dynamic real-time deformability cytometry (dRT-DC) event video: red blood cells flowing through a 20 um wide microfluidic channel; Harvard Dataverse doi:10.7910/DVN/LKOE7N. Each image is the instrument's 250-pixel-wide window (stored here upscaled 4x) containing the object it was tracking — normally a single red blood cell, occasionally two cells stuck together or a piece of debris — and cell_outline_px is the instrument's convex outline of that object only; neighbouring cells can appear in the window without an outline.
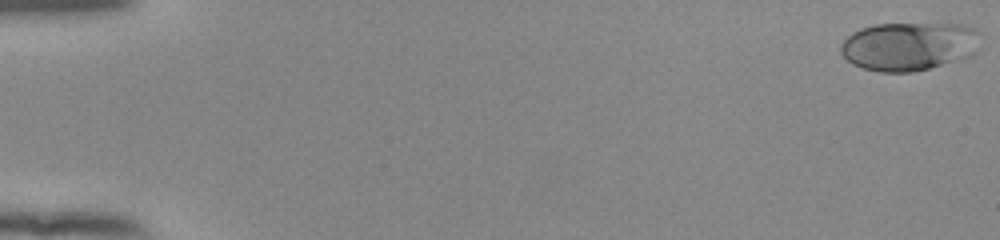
{"species": "human", "species_latin": "Homo sapiens", "temperature_condition": "room temperature", "stored_images_in_passage": 54, "camera_frame_rate_fps": 3000, "um_per_image_px": 0.085, "donor": {"sex": "female"}, "frame": {"image": 1, "passage_image": 1, "time_ms": 0.0, "image_size_px": [1000, 240], "cell_outline_px": [[980, 32], [976, 52], [960, 60], [912, 72], [880, 72], [864, 68], [852, 64], [840, 52], [840, 44], [852, 32], [860, 28], [876, 24], [964, 24], [976, 28]], "centroid_in_image_um": [77.27, 3.92], "position_along_channel_um": 7.7, "area_um2": 39.65}}
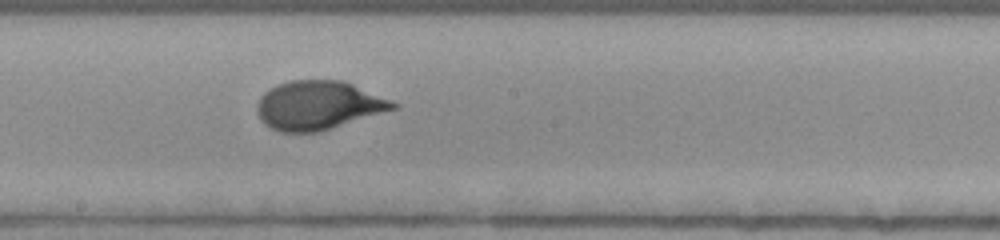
{"frame": {"image": 2, "passage_image": 31, "time_ms": 10.0, "image_size_px": [1000, 240], "cell_outline_px": [[400, 108], [320, 132], [280, 132], [268, 128], [260, 120], [256, 112], [256, 108], [260, 96], [264, 92], [276, 84], [288, 80], [344, 80], [400, 104]], "centroid_in_image_um": [27.06, 8.96], "position_along_channel_um": 221.1, "area_um2": 39.3}}
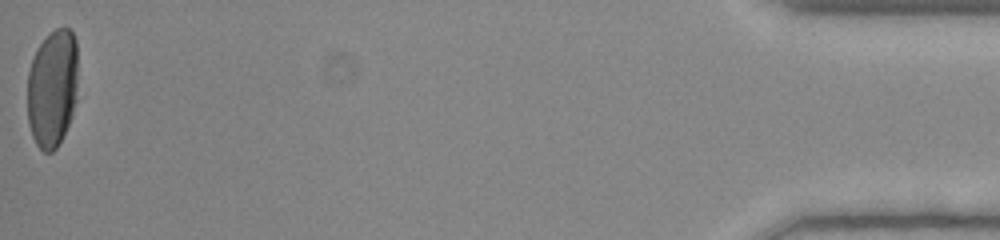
{"frame": {"image": 3, "passage_image": 54, "time_ms": 17.667, "image_size_px": [1000, 240], "cell_outline_px": [[76, 100], [72, 116], [56, 148], [52, 152], [44, 152], [36, 144], [32, 136], [28, 124], [28, 72], [32, 60], [40, 44], [56, 28], [68, 28], [72, 32], [76, 40]], "centroid_in_image_um": [4.44, 7.53], "position_along_channel_um": 430.8, "area_um2": 34.45}, "authors_computed_cell_mechanics": {"area_um2": 38.0324, "velocity_mm_per_s": 3.8985, "shape_relaxation_time_tau1_ms": 4.5944, "shape_relaxation_time_tau2_ms": null, "deformation_change_tau1": 0.2087, "deformation_change_tau2": null}}